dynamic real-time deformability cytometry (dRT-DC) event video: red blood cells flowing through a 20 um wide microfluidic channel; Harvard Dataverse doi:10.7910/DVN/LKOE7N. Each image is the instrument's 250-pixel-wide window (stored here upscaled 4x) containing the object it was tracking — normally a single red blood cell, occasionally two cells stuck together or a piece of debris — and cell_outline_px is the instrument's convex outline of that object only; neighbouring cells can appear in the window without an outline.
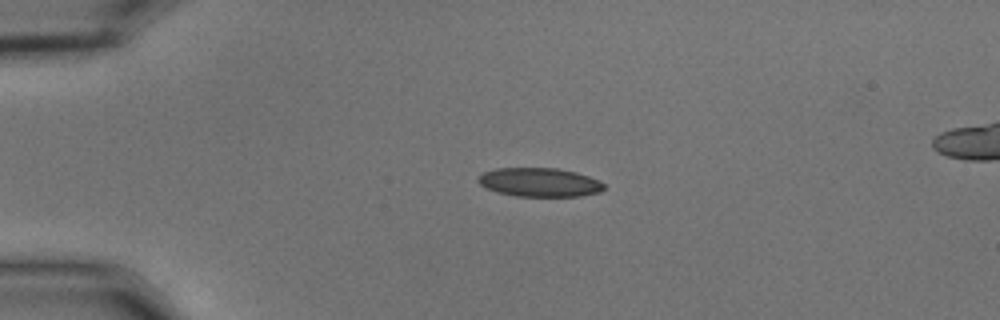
{"species": "common noctule bat (a hibernating species)", "species_latin": "Nyctalus noctula", "temperature_condition": "cold", "stored_images_in_passage": 43, "camera_frame_rate_fps": 3000, "um_per_image_px": 0.085, "animal": {"sex": "male", "body_mass_g": 15.6}, "frame": {"image": 1, "passage_image": 1, "time_ms": 0.0, "image_size_px": [1000, 320], "cell_outline_px": [[604, 188], [600, 192], [580, 196], [516, 196], [496, 192], [480, 184], [476, 180], [484, 172], [496, 168], [556, 168], [576, 172], [600, 180], [604, 184]], "centroid_in_image_um": [45.87, 15.49], "position_along_channel_um": 39.1, "area_um2": 21.1}}
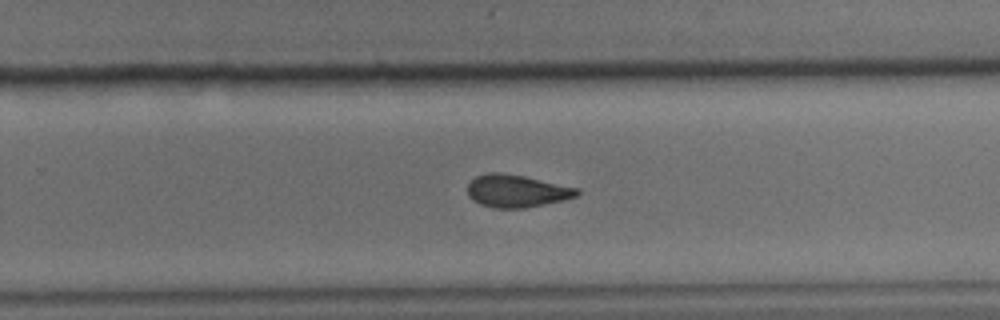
{"frame": {"image": 2, "passage_image": 24, "time_ms": 7.667, "image_size_px": [1000, 320], "cell_outline_px": [[580, 192], [576, 196], [564, 200], [524, 208], [492, 208], [480, 204], [472, 200], [468, 196], [468, 184], [476, 176], [488, 172], [500, 172], [524, 176], [580, 188]], "centroid_in_image_um": [43.91, 16.23], "position_along_channel_um": 285.9, "area_um2": 20.87}}
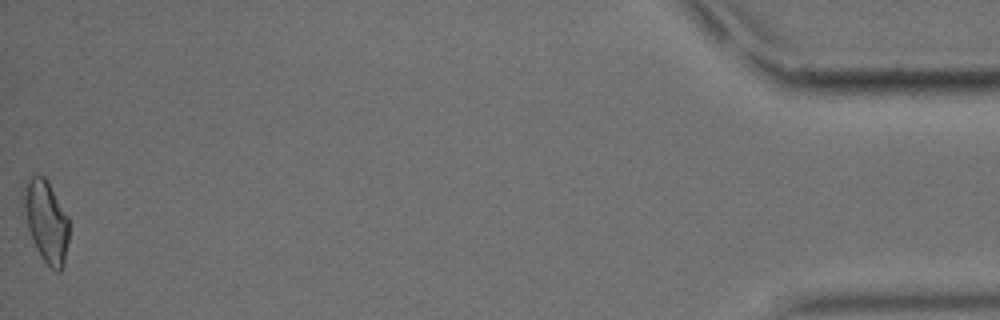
{"frame": {"image": 3, "passage_image": 43, "time_ms": 14.0, "image_size_px": [1000, 320], "cell_outline_px": [[68, 240], [64, 264], [60, 272], [56, 272], [40, 256], [32, 240], [28, 228], [24, 208], [24, 180], [28, 176], [44, 176], [48, 180], [68, 216]], "centroid_in_image_um": [3.93, 18.79], "position_along_channel_um": 431.3, "area_um2": 21.56}, "authors_computed_cell_mechanics": {"area_um2": 21.2126, "velocity_mm_per_s": 3.6897, "shape_relaxation_time_tau1_ms": 6.7439, "shape_relaxation_time_tau2_ms": 2.4454, "deformation_change_tau1": 0.149, "deformation_change_tau2": 0.0905}}